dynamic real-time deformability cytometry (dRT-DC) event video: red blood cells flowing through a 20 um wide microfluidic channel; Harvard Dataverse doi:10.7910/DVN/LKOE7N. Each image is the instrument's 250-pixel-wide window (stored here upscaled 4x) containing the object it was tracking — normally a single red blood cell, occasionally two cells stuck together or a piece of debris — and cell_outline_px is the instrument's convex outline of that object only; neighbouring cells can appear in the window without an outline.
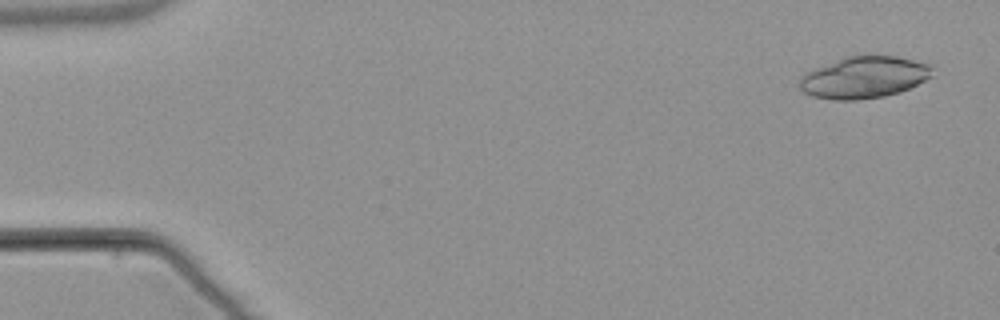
{"species": "common noctule bat (a hibernating species)", "species_latin": "Nyctalus noctula", "temperature_condition": "warm", "stored_images_in_passage": 54, "camera_frame_rate_fps": 3000, "um_per_image_px": 0.085, "animal": {"sex": "male", "body_mass_g": 21.5, "forearm_length_mm": 52.0}, "frame": {"image": 1, "passage_image": 3, "time_ms": 0.667, "image_size_px": [1000, 320], "cell_outline_px": [[932, 76], [900, 92], [884, 96], [856, 100], [832, 100], [812, 96], [804, 92], [800, 88], [800, 76], [804, 72], [844, 56], [896, 56], [932, 64]], "centroid_in_image_um": [73.41, 6.57], "position_along_channel_um": 11.6, "area_um2": 32.37}}